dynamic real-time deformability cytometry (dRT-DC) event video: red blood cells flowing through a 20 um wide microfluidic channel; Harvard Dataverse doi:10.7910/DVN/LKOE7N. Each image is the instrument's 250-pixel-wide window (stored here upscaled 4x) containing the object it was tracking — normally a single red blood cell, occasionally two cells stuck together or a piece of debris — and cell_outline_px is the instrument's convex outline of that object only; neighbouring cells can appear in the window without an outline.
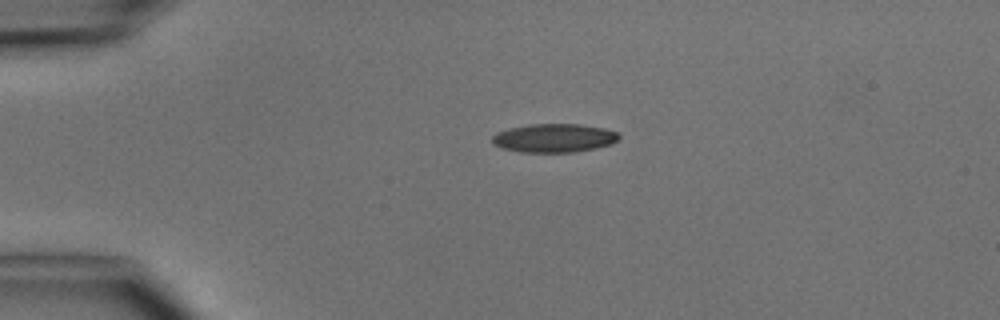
{"species": "common noctule bat (a hibernating species)", "species_latin": "Nyctalus noctula", "temperature_condition": "cold", "stored_images_in_passage": 3, "camera_frame_rate_fps": 3000, "um_per_image_px": 0.085, "animal": {"sex": "male", "body_mass_g": 15.6}, "frame": {"image": 1, "passage_image": 1, "time_ms": 0.0, "image_size_px": [1000, 320], "cell_outline_px": [[620, 136], [612, 144], [596, 148], [572, 152], [520, 152], [504, 148], [492, 144], [492, 136], [496, 132], [508, 128], [528, 124], [580, 124], [604, 128], [616, 132]], "centroid_in_image_um": [47.07, 11.72], "position_along_channel_um": 37.9, "area_um2": 21.15}}